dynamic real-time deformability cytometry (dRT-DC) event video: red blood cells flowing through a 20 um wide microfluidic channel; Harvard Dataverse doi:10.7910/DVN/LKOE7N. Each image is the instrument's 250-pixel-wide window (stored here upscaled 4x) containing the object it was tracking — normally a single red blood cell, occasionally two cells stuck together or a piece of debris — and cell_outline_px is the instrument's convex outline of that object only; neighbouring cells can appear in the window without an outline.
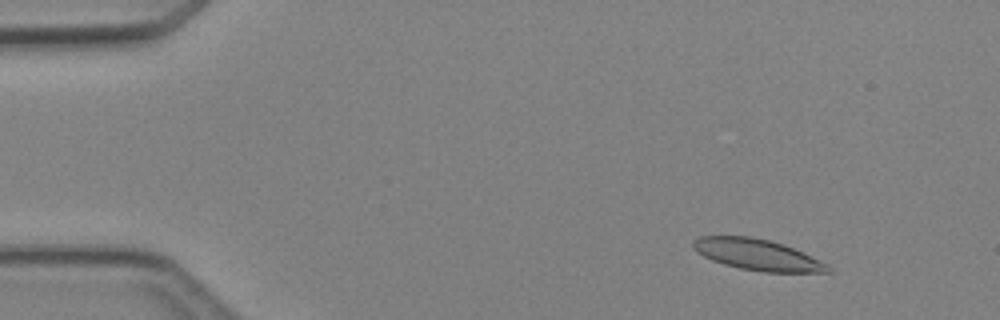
{"species": "Egyptian fruit bat (a non-hibernating species)", "species_latin": "Rousettus aegyptiacus", "temperature_condition": "cold", "stored_images_in_passage": 5, "camera_frame_rate_fps": 3000, "um_per_image_px": 0.085, "animal": {"sex": "female"}, "frame": {"image": 1, "passage_image": 2, "time_ms": 1.0, "image_size_px": [1000, 320], "cell_outline_px": [[832, 272], [764, 272], [740, 268], [724, 264], [712, 260], [696, 252], [692, 248], [692, 240], [700, 236], [752, 236], [784, 244], [828, 264], [832, 268]], "centroid_in_image_um": [64.35, 21.64], "position_along_channel_um": 20.6, "area_um2": 24.39}}